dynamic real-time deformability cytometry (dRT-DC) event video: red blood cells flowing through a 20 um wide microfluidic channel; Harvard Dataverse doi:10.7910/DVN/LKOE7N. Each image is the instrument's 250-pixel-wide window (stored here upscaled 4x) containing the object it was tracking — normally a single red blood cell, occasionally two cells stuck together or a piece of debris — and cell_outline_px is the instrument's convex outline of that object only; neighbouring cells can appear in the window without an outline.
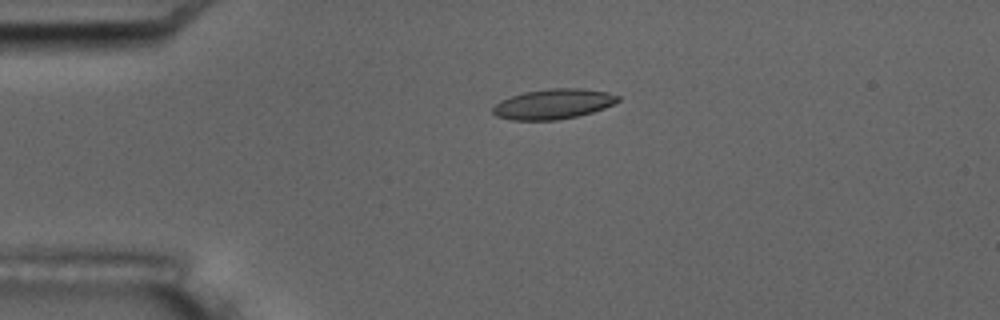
{"species": "common noctule bat (a hibernating species)", "species_latin": "Nyctalus noctula", "temperature_condition": "room temperature", "stored_images_in_passage": 5, "camera_frame_rate_fps": 3000, "um_per_image_px": 0.085, "animal": {"sex": "male", "body_mass_g": 17.5, "forearm_length_mm": 52.3}, "frame": {"image": 1, "passage_image": 4, "time_ms": 4.333, "image_size_px": [1000, 320], "cell_outline_px": [[620, 100], [604, 108], [592, 112], [560, 120], [512, 120], [496, 116], [492, 112], [492, 108], [500, 100], [524, 92], [552, 88], [580, 88], [608, 92], [620, 96]], "centroid_in_image_um": [47.02, 8.84], "position_along_channel_um": 38.0, "area_um2": 21.91}}